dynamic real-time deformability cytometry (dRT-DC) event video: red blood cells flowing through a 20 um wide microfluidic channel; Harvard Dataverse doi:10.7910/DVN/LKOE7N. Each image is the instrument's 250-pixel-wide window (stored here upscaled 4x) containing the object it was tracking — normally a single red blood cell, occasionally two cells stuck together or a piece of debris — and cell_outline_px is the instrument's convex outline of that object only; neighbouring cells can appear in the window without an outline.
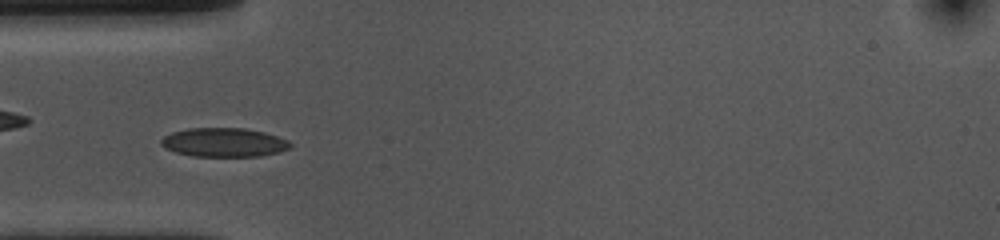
{"species": "common noctule bat (a hibernating species)", "species_latin": "Nyctalus noctula", "temperature_condition": "cold", "stored_images_in_passage": 44, "camera_frame_rate_fps": 3000, "um_per_image_px": 0.085, "animal": {"sex": "female", "body_mass_g": 10.0, "forearm_length_mm": 53.1}, "frame": {"image": 1, "passage_image": 9, "time_ms": 2.667, "image_size_px": [1000, 240], "cell_outline_px": [[292, 148], [280, 152], [260, 156], [192, 156], [176, 152], [164, 148], [160, 144], [160, 140], [164, 136], [172, 132], [188, 128], [244, 128], [264, 132], [288, 140], [292, 144]], "centroid_in_image_um": [19.04, 12.1], "position_along_channel_um": 66.0, "area_um2": 21.91}}
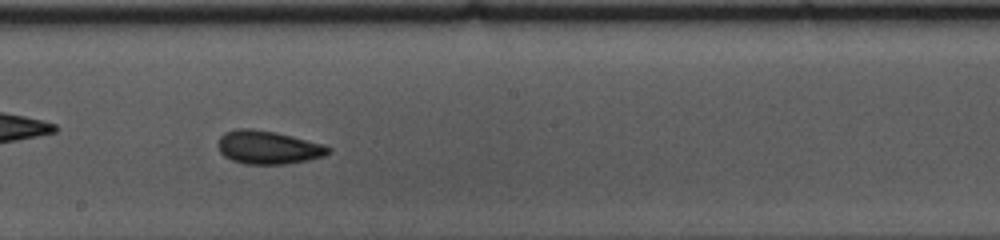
{"frame": {"image": 2, "passage_image": 22, "time_ms": 7.0, "image_size_px": [1000, 240], "cell_outline_px": [[332, 152], [324, 156], [308, 160], [288, 164], [244, 164], [232, 160], [224, 156], [220, 152], [216, 144], [220, 136], [224, 132], [240, 128], [252, 128], [276, 132], [324, 144], [332, 148]], "centroid_in_image_um": [22.79, 12.53], "position_along_channel_um": 225.4, "area_um2": 21.73}}
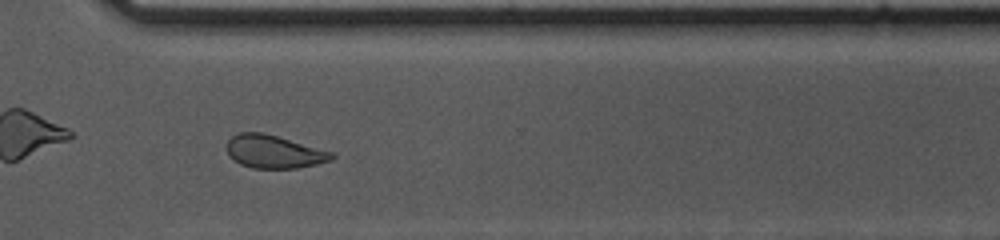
{"frame": {"image": 3, "passage_image": 32, "time_ms": 10.333, "image_size_px": [1000, 240], "cell_outline_px": [[336, 156], [332, 160], [316, 164], [296, 168], [252, 168], [240, 164], [228, 156], [228, 140], [232, 136], [240, 132], [264, 132], [332, 152]], "centroid_in_image_um": [23.27, 12.89], "position_along_channel_um": 347.3, "area_um2": 20.11}, "authors_computed_cell_mechanics": {"area_um2": 21.5016, "velocity_mm_per_s": 3.6636, "shape_relaxation_time_tau1_ms": 3.7105, "shape_relaxation_time_tau2_ms": 2.8806, "deformation_change_tau1": 0.0904, "deformation_change_tau2": 0.0604}}